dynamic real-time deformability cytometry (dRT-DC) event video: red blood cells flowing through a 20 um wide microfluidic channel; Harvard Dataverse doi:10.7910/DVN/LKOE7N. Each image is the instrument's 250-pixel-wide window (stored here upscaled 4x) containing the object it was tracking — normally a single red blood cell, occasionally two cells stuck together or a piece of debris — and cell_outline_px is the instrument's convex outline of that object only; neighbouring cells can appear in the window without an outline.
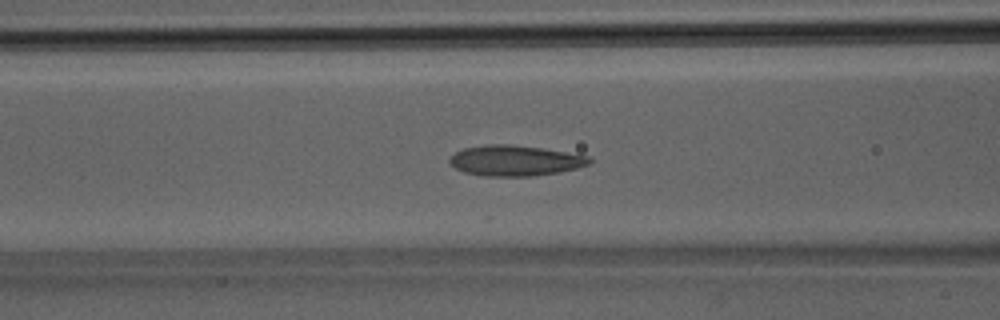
{"species": "Egyptian fruit bat (a non-hibernating species)", "species_latin": "Rousettus aegyptiacus", "temperature_condition": "room temperature", "stored_images_in_passage": 39, "camera_frame_rate_fps": 3000, "um_per_image_px": 0.085, "animal": {"sex": "male"}, "frame": {"image": 1, "passage_image": 15, "time_ms": 4.667, "image_size_px": [1000, 320], "cell_outline_px": [[592, 160], [588, 164], [576, 168], [560, 172], [536, 176], [484, 176], [464, 172], [456, 168], [448, 160], [456, 152], [464, 148], [488, 144], [508, 144], [540, 148], [592, 156]], "centroid_in_image_um": [43.8, 13.65], "position_along_channel_um": 122.8, "area_um2": 24.8}}
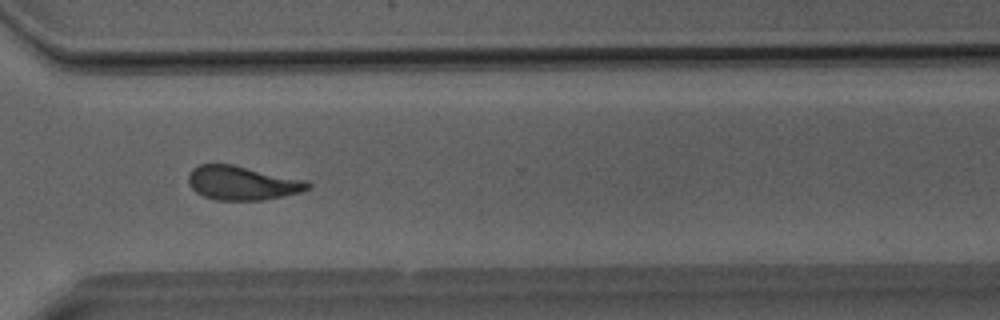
{"frame": {"image": 2, "passage_image": 28, "time_ms": 9.0, "image_size_px": [1000, 320], "cell_outline_px": [[312, 188], [300, 192], [264, 200], [216, 200], [204, 196], [196, 192], [188, 184], [188, 172], [192, 168], [200, 164], [232, 164], [308, 180], [312, 184]], "centroid_in_image_um": [20.61, 15.55], "position_along_channel_um": 350.0, "area_um2": 23.93}}
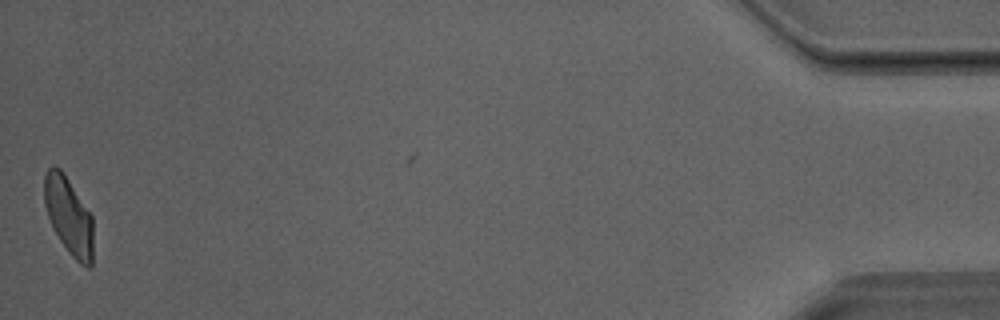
{"frame": {"image": 3, "passage_image": 38, "time_ms": 12.333, "image_size_px": [1000, 320], "cell_outline_px": [[92, 268], [88, 268], [80, 264], [72, 256], [60, 240], [52, 228], [44, 204], [44, 176], [48, 168], [52, 164], [60, 168], [64, 172], [92, 216]], "centroid_in_image_um": [5.83, 18.33], "position_along_channel_um": 429.4, "area_um2": 22.14}}